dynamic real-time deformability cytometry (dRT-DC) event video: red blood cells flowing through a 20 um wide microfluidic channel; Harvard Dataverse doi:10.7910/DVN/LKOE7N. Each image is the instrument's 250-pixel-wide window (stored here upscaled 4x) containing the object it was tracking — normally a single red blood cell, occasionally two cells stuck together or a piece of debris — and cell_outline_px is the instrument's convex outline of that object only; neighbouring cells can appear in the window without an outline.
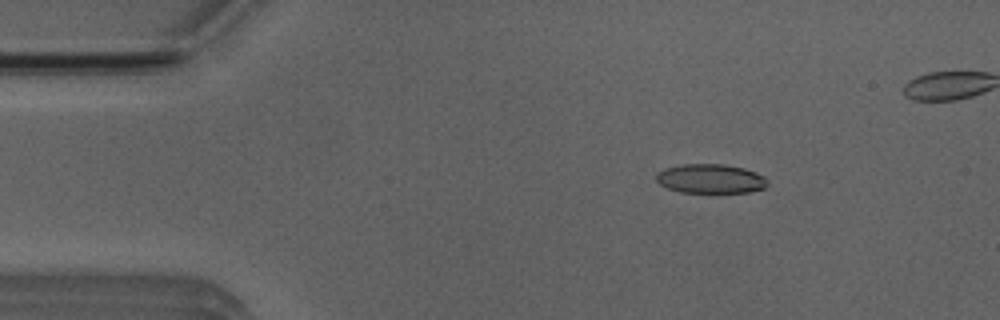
{"species": "Egyptian fruit bat (a non-hibernating species)", "species_latin": "Rousettus aegyptiacus", "temperature_condition": "room temperature", "stored_images_in_passage": 3, "camera_frame_rate_fps": 3000, "um_per_image_px": 0.085, "animal": {"sex": "male"}, "frame": {"image": 1, "passage_image": 1, "time_ms": 0.0, "image_size_px": [1000, 320], "cell_outline_px": [[768, 184], [764, 188], [748, 192], [680, 192], [668, 188], [660, 184], [656, 180], [656, 172], [664, 168], [684, 164], [724, 164], [744, 168], [756, 172], [764, 176], [768, 180]], "centroid_in_image_um": [60.4, 15.18], "position_along_channel_um": 24.6, "area_um2": 19.02}}